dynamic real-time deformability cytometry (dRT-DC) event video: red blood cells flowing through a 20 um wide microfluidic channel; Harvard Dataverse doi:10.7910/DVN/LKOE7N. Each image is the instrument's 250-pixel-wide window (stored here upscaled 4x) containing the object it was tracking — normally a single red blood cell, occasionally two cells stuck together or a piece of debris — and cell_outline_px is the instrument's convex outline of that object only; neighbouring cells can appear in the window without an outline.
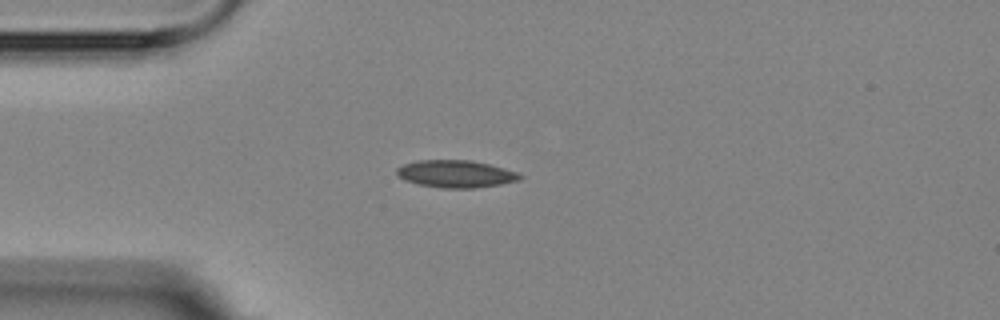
{"species": "Egyptian fruit bat (a non-hibernating species)", "species_latin": "Rousettus aegyptiacus", "temperature_condition": "room temperature", "stored_images_in_passage": 1, "camera_frame_rate_fps": 3000, "um_per_image_px": 0.085, "animal": {"sex": "female"}, "frame": {"image": 1, "passage_image": 1, "time_ms": 0.0, "image_size_px": [1000, 320], "cell_outline_px": [[524, 176], [520, 180], [500, 184], [476, 188], [440, 188], [420, 184], [404, 180], [396, 172], [396, 168], [404, 164], [416, 160], [472, 160], [504, 168], [516, 172]], "centroid_in_image_um": [38.75, 14.78], "position_along_channel_um": 46.3, "area_um2": 19.59}}